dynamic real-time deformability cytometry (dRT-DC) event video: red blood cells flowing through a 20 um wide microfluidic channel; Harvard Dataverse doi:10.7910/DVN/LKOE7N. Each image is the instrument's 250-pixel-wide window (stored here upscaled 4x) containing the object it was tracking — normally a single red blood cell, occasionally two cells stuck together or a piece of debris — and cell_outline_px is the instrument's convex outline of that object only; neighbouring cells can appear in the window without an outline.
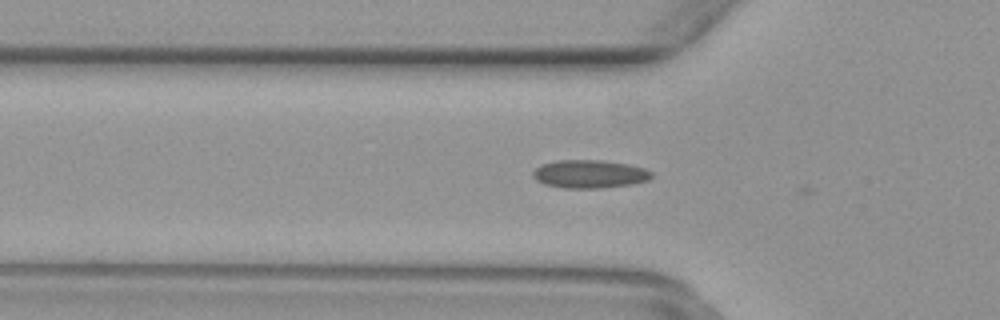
{"species": "common noctule bat (a hibernating species)", "species_latin": "Nyctalus noctula", "temperature_condition": "warm", "stored_images_in_passage": 29, "camera_frame_rate_fps": 3000, "um_per_image_px": 0.085, "animal": {"sex": "female", "body_mass_g": 29.2, "forearm_length_mm": 56.3}, "frame": {"image": 1, "passage_image": 2, "time_ms": 0.333, "image_size_px": [1000, 320], "cell_outline_px": [[652, 176], [648, 180], [632, 184], [600, 188], [564, 188], [544, 184], [536, 180], [532, 176], [532, 172], [540, 164], [556, 160], [600, 160], [628, 164], [644, 168], [652, 172]], "centroid_in_image_um": [50.08, 14.79], "position_along_channel_um": 75.7, "area_um2": 19.54}}
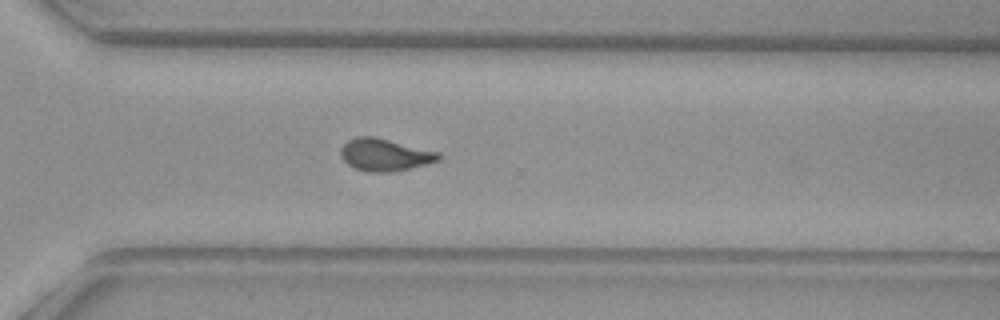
{"frame": {"image": 2, "passage_image": 21, "time_ms": 6.667, "image_size_px": [1000, 320], "cell_outline_px": [[440, 160], [392, 172], [368, 172], [356, 168], [348, 164], [340, 156], [340, 148], [348, 140], [356, 136], [372, 136], [440, 152]], "centroid_in_image_um": [32.68, 13.15], "position_along_channel_um": 337.9, "area_um2": 18.21}}
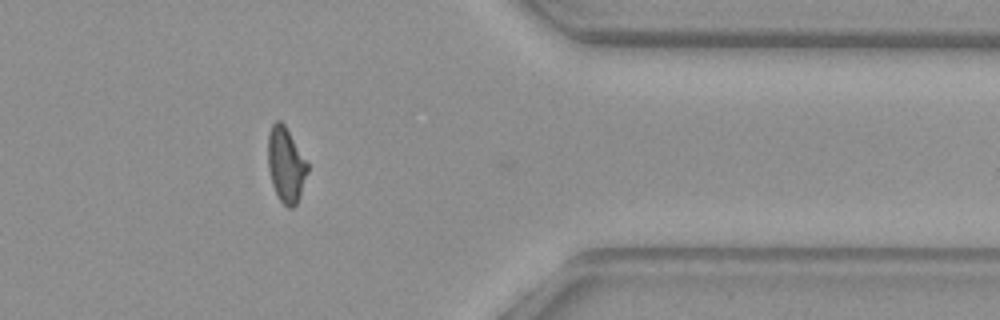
{"frame": {"image": 3, "passage_image": 26, "time_ms": 8.333, "image_size_px": [1000, 320], "cell_outline_px": [[308, 172], [300, 196], [296, 204], [292, 208], [288, 208], [280, 200], [272, 184], [268, 168], [268, 132], [272, 124], [276, 120], [280, 120], [284, 124], [308, 164]], "centroid_in_image_um": [24.29, 14.01], "position_along_channel_um": 387.1, "area_um2": 17.17}}